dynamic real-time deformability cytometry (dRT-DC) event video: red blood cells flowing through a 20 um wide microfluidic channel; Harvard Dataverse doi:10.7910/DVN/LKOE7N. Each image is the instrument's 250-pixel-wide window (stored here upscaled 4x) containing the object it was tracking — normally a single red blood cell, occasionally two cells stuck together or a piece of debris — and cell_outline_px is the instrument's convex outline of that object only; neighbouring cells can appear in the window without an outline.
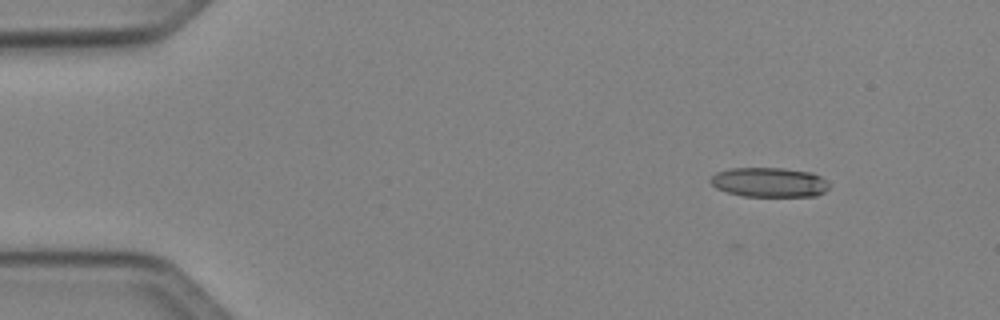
{"species": "Egyptian fruit bat (a non-hibernating species)", "species_latin": "Rousettus aegyptiacus", "temperature_condition": "cold", "stored_images_in_passage": 45, "camera_frame_rate_fps": 3000, "um_per_image_px": 0.085, "animal": {"sex": "female"}, "frame": {"image": 1, "passage_image": 1, "time_ms": 0.0, "image_size_px": [1000, 320], "cell_outline_px": [[828, 188], [824, 192], [816, 196], [744, 196], [728, 192], [716, 188], [708, 180], [716, 172], [732, 168], [784, 168], [812, 172], [820, 176], [828, 184]], "centroid_in_image_um": [65.37, 15.49], "position_along_channel_um": 19.6, "area_um2": 20.4}}
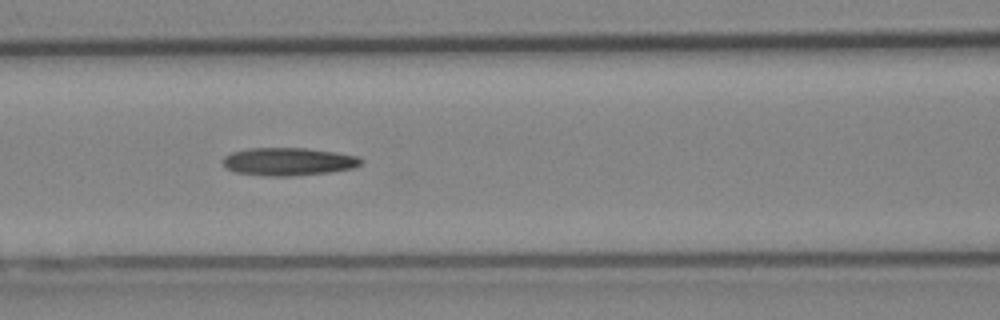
{"frame": {"image": 2, "passage_image": 17, "time_ms": 5.333, "image_size_px": [1000, 320], "cell_outline_px": [[364, 160], [360, 164], [352, 168], [328, 172], [296, 176], [264, 176], [236, 172], [224, 168], [224, 156], [232, 152], [248, 148], [304, 148], [332, 152], [356, 156]], "centroid_in_image_um": [24.47, 13.74], "position_along_channel_um": 142.1, "area_um2": 22.31}}
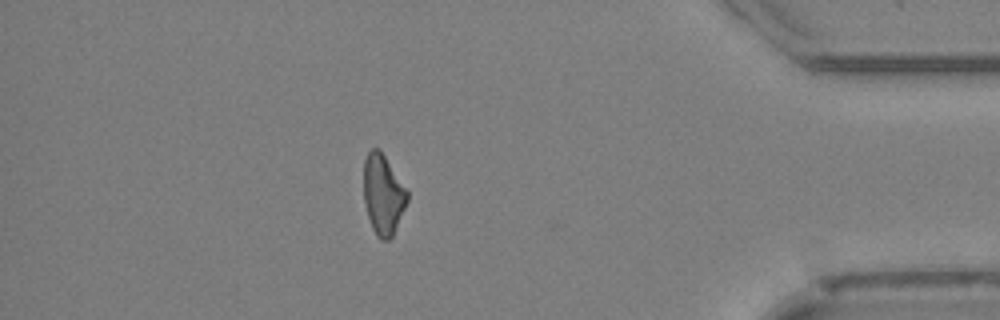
{"frame": {"image": 3, "passage_image": 39, "time_ms": 12.667, "image_size_px": [1000, 320], "cell_outline_px": [[408, 200], [392, 236], [388, 240], [380, 240], [376, 236], [372, 228], [368, 216], [364, 200], [364, 160], [368, 152], [372, 148], [380, 148], [408, 192]], "centroid_in_image_um": [32.55, 16.52], "position_along_channel_um": 402.6, "area_um2": 20.17}}